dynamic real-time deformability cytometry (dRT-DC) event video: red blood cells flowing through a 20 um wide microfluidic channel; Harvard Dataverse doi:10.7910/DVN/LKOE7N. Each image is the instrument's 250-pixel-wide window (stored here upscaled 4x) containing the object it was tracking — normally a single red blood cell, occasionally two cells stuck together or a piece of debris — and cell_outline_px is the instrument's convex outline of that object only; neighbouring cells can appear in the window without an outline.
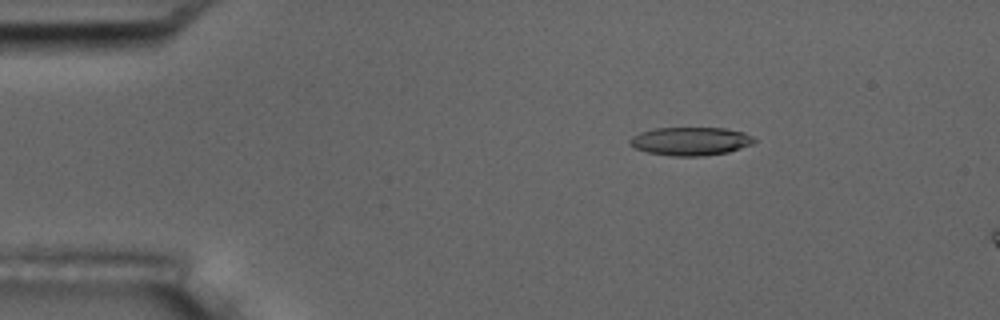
{"species": "common noctule bat (a hibernating species)", "species_latin": "Nyctalus noctula", "temperature_condition": "room temperature", "stored_images_in_passage": 5, "camera_frame_rate_fps": 3000, "um_per_image_px": 0.085, "animal": {"sex": "male", "body_mass_g": 17.5, "forearm_length_mm": 52.3}, "frame": {"image": 1, "passage_image": 3, "time_ms": 2.333, "image_size_px": [1000, 320], "cell_outline_px": [[756, 140], [752, 144], [728, 152], [704, 156], [672, 156], [648, 152], [636, 148], [628, 144], [628, 140], [632, 136], [640, 132], [656, 128], [724, 128], [744, 132], [752, 136]], "centroid_in_image_um": [58.68, 12.0], "position_along_channel_um": 26.3, "area_um2": 20.52}}